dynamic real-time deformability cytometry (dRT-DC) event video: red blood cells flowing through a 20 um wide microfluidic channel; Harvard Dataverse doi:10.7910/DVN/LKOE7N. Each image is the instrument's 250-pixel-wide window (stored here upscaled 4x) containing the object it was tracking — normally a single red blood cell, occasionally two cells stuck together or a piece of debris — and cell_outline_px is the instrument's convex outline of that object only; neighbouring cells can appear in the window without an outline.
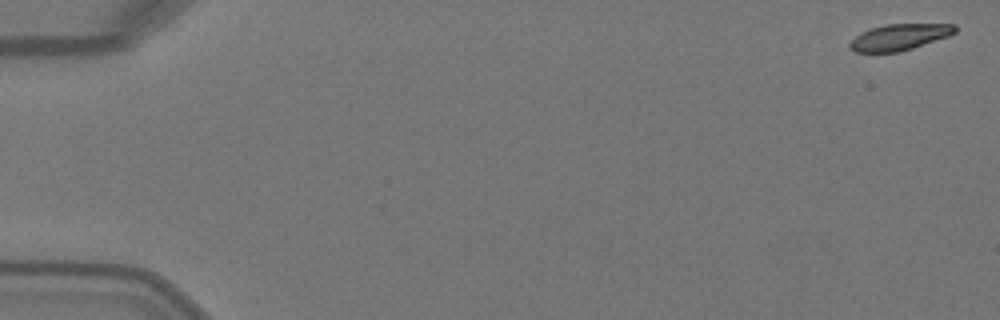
{"species": "Egyptian fruit bat (a non-hibernating species)", "species_latin": "Rousettus aegyptiacus", "temperature_condition": "warm", "stored_images_in_passage": 50, "camera_frame_rate_fps": 3000, "um_per_image_px": 0.085, "animal": {"sex": "female"}, "frame": {"image": 1, "passage_image": 1, "time_ms": 0.0, "image_size_px": [1000, 320], "cell_outline_px": [[956, 32], [948, 36], [900, 52], [856, 52], [848, 44], [860, 32], [884, 24], [956, 24]], "centroid_in_image_um": [76.45, 3.14], "position_along_channel_um": 8.5, "area_um2": 15.9}}
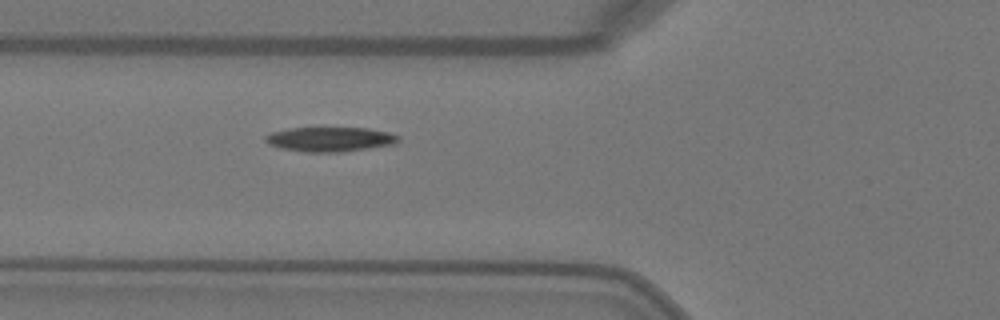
{"frame": {"image": 2, "passage_image": 19, "time_ms": 6.0, "image_size_px": [1000, 320], "cell_outline_px": [[400, 140], [392, 144], [340, 152], [308, 152], [284, 148], [268, 144], [264, 140], [264, 136], [272, 132], [288, 128], [368, 128], [388, 132], [400, 136]], "centroid_in_image_um": [28.04, 11.82], "position_along_channel_um": 97.8, "area_um2": 18.79}}
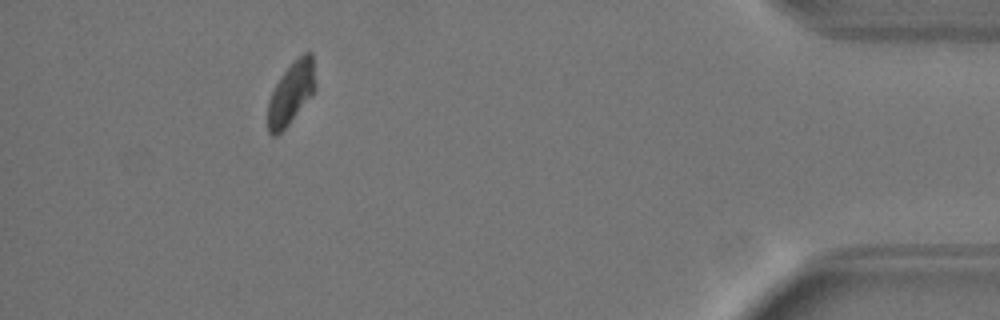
{"frame": {"image": 3, "passage_image": 46, "time_ms": 15.0, "image_size_px": [1000, 320], "cell_outline_px": [[316, 88], [288, 124], [276, 136], [272, 136], [268, 132], [268, 100], [280, 76], [304, 52], [312, 52], [316, 84]], "centroid_in_image_um": [24.74, 7.9], "position_along_channel_um": 410.5, "area_um2": 16.82}, "authors_computed_cell_mechanics": {"area_um2": 18.2648, "velocity_mm_per_s": 4.0741, "shape_relaxation_time_tau1_ms": 2.9495, "shape_relaxation_time_tau2_ms": null, "deformation_change_tau1": 0.1372, "deformation_change_tau2": null}}